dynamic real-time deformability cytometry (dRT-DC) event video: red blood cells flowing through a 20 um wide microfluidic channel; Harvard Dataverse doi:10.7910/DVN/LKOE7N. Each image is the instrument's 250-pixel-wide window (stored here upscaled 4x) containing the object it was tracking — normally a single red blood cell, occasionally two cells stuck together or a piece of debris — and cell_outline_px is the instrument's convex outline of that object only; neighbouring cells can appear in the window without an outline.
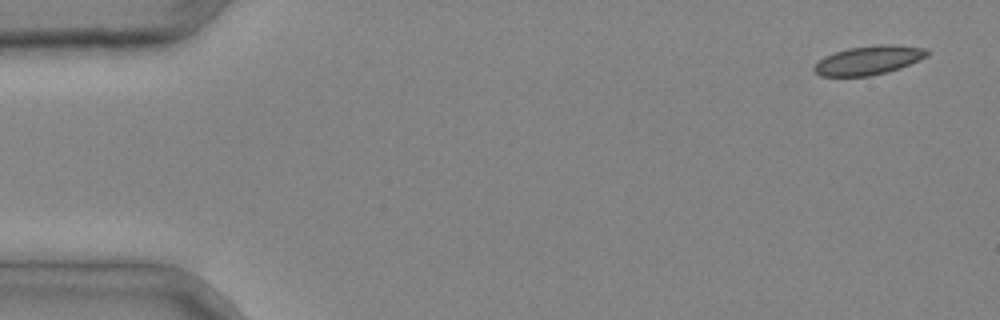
{"species": "common noctule bat (a hibernating species)", "species_latin": "Nyctalus noctula", "temperature_condition": "cold", "stored_images_in_passage": 3, "camera_frame_rate_fps": 3000, "um_per_image_px": 0.085, "animal": {"sex": "male", "body_mass_g": 20.4}, "frame": {"image": 1, "passage_image": 1, "time_ms": 0.0, "image_size_px": [1000, 320], "cell_outline_px": [[928, 56], [900, 68], [888, 72], [868, 76], [820, 76], [812, 68], [824, 56], [848, 48], [876, 44], [892, 44], [924, 48], [928, 52]], "centroid_in_image_um": [73.83, 5.11], "position_along_channel_um": 11.2, "area_um2": 18.96}}